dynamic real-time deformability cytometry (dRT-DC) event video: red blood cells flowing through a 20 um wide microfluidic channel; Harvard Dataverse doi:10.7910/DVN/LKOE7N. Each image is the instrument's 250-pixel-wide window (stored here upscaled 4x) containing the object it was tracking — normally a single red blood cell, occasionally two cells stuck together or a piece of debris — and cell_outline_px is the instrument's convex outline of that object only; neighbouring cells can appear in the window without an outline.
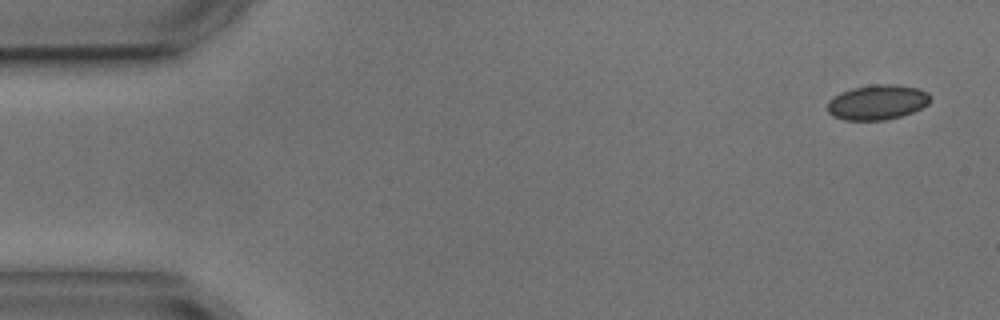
{"species": "common noctule bat (a hibernating species)", "species_latin": "Nyctalus noctula", "temperature_condition": "cold", "stored_images_in_passage": 6, "camera_frame_rate_fps": 3000, "um_per_image_px": 0.085, "animal": {"sex": "male", "body_mass_g": 17.9, "forearm_length_mm": 54.2}, "frame": {"image": 1, "passage_image": 1, "time_ms": 0.0, "image_size_px": [1000, 320], "cell_outline_px": [[932, 100], [928, 104], [912, 112], [900, 116], [884, 120], [844, 120], [832, 116], [828, 112], [828, 100], [840, 92], [852, 88], [872, 84], [892, 84], [920, 88], [928, 92]], "centroid_in_image_um": [74.57, 8.68], "position_along_channel_um": 10.4, "area_um2": 21.1}}
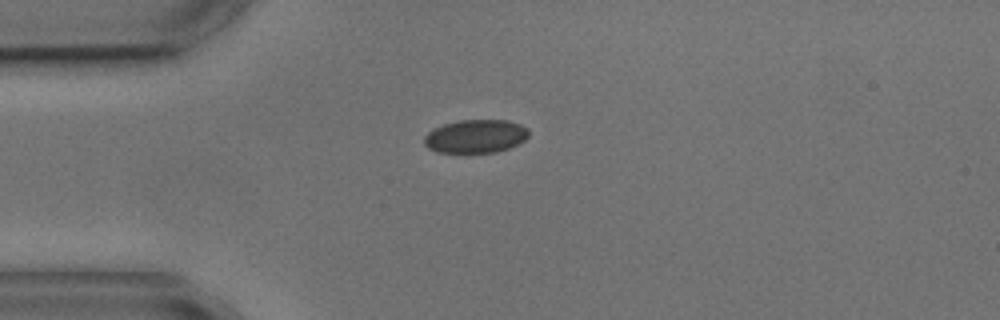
{"frame": {"image": 2, "passage_image": 4, "time_ms": 3.667, "image_size_px": [1000, 320], "cell_outline_px": [[528, 136], [524, 140], [508, 148], [496, 152], [436, 152], [428, 148], [424, 144], [424, 136], [428, 132], [444, 124], [460, 120], [508, 120], [520, 124], [528, 128]], "centroid_in_image_um": [40.42, 11.58], "position_along_channel_um": 44.6, "area_um2": 20.17}}